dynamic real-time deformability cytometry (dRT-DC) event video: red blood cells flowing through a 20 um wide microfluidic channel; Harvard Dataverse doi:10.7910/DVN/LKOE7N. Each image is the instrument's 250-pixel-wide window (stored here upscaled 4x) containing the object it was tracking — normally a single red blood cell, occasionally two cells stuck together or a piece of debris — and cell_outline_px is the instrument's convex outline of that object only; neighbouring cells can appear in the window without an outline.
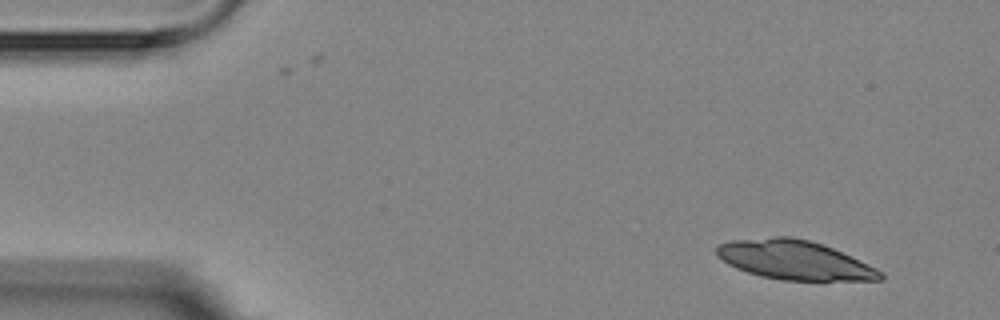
{"species": "Egyptian fruit bat (a non-hibernating species)", "species_latin": "Rousettus aegyptiacus", "temperature_condition": "room temperature", "stored_images_in_passage": 5, "segment_of_instrument_passage": [2, 2], "camera_frame_rate_fps": 3000, "um_per_image_px": 0.085, "animal": {"sex": "female"}, "frame": {"image": 1, "passage_image": 5, "time_ms": 5.667, "image_size_px": [1000, 320], "cell_outline_px": [[884, 280], [780, 280], [760, 276], [736, 268], [728, 264], [716, 256], [716, 248], [720, 244], [732, 240], [772, 236], [792, 236], [808, 240], [832, 248], [876, 268], [884, 272]], "centroid_in_image_um": [67.5, 22.1], "position_along_channel_um": 17.5, "area_um2": 37.22}}